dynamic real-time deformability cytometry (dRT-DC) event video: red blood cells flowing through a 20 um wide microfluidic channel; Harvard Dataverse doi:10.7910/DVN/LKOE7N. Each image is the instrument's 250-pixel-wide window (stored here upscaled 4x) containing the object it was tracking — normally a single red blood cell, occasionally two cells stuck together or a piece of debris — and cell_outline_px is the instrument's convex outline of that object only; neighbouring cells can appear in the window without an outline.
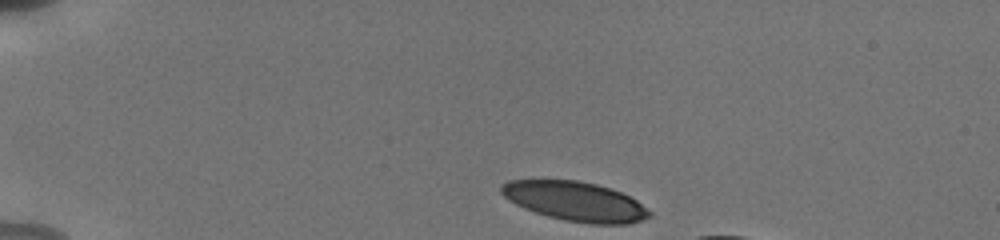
{"species": "human", "species_latin": "Homo sapiens", "temperature_condition": "cold", "stored_images_in_passage": 40, "camera_frame_rate_fps": 3000, "um_per_image_px": 0.085, "donor": {"sex": "male"}, "frame": {"image": 1, "passage_image": 1, "time_ms": 0.0, "image_size_px": [1000, 240], "cell_outline_px": [[652, 216], [628, 224], [592, 224], [564, 220], [548, 216], [524, 208], [508, 200], [500, 192], [500, 184], [508, 180], [576, 180], [596, 184], [620, 192], [636, 200], [652, 212]], "centroid_in_image_um": [48.87, 17.11], "position_along_channel_um": 36.1, "area_um2": 33.87}}
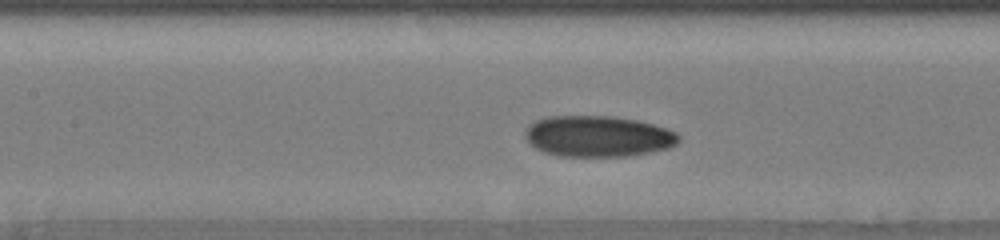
{"frame": {"image": 2, "passage_image": 16, "time_ms": 5.0, "image_size_px": [1000, 240], "cell_outline_px": [[680, 140], [676, 144], [668, 148], [652, 152], [632, 156], [556, 156], [544, 152], [528, 144], [524, 136], [524, 132], [528, 124], [536, 120], [548, 116], [616, 116], [636, 120], [652, 124], [676, 132], [680, 136]], "centroid_in_image_um": [50.79, 11.59], "position_along_channel_um": 156.6, "area_um2": 37.11}}
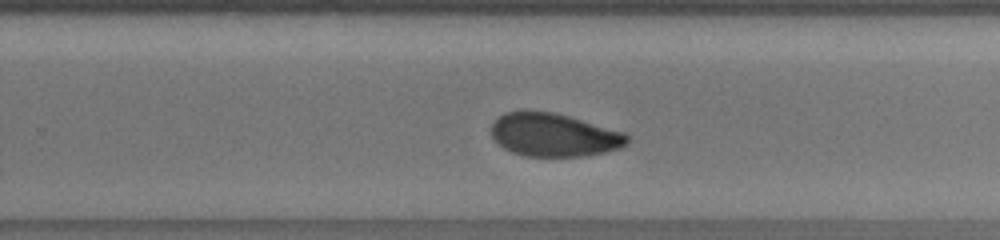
{"frame": {"image": 3, "passage_image": 26, "time_ms": 8.333, "image_size_px": [1000, 240], "cell_outline_px": [[628, 144], [620, 148], [604, 152], [584, 156], [524, 156], [512, 152], [504, 148], [492, 136], [492, 124], [504, 112], [552, 112], [568, 116], [624, 132], [628, 136]], "centroid_in_image_um": [47.1, 11.49], "position_along_channel_um": 282.7, "area_um2": 33.7}}